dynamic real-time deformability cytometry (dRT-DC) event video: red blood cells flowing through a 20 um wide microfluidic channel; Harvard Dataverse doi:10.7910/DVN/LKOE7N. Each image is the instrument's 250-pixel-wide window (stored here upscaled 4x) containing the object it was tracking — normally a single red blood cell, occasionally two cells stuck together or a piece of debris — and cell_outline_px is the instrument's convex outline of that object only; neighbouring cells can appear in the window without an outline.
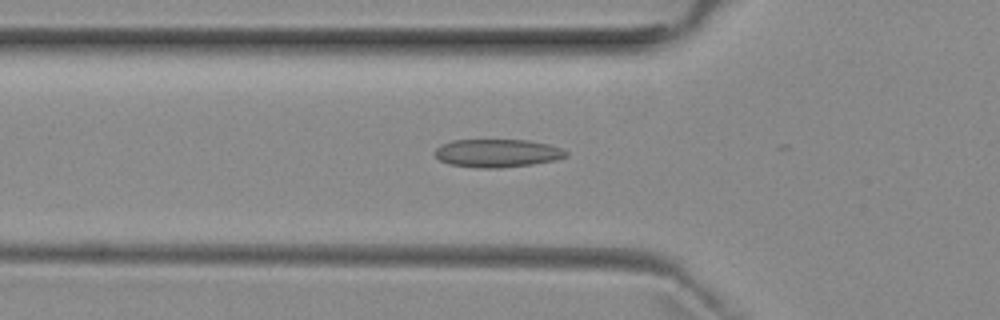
{"species": "common noctule bat (a hibernating species)", "species_latin": "Nyctalus noctula", "temperature_condition": "room temperature", "stored_images_in_passage": 42, "camera_frame_rate_fps": 3000, "um_per_image_px": 0.085, "animal": {"sex": "female", "body_mass_g": 29.2, "forearm_length_mm": 56.3}, "frame": {"image": 1, "passage_image": 8, "time_ms": 2.333, "image_size_px": [1000, 320], "cell_outline_px": [[568, 156], [556, 160], [532, 164], [500, 168], [480, 168], [448, 164], [440, 160], [432, 152], [440, 144], [452, 140], [524, 140], [548, 144], [560, 148], [568, 152]], "centroid_in_image_um": [42.23, 13.02], "position_along_channel_um": 83.6, "area_um2": 21.56}}
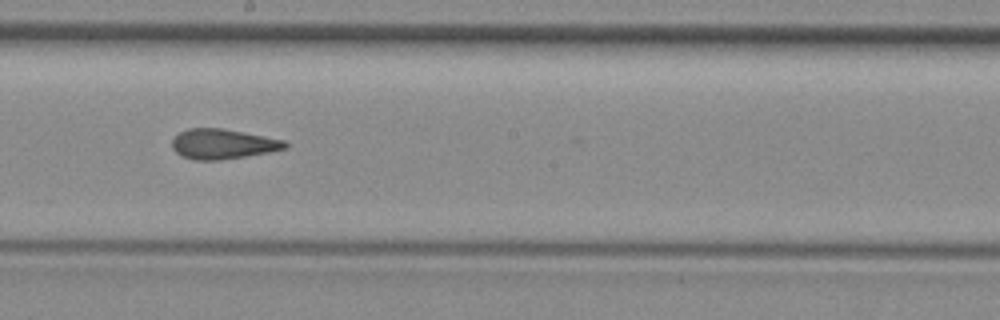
{"frame": {"image": 2, "passage_image": 19, "time_ms": 6.0, "image_size_px": [1000, 320], "cell_outline_px": [[288, 148], [268, 152], [220, 160], [192, 160], [180, 156], [172, 148], [172, 140], [180, 132], [188, 128], [224, 128], [284, 140], [288, 144]], "centroid_in_image_um": [18.91, 12.24], "position_along_channel_um": 229.3, "area_um2": 19.77}}
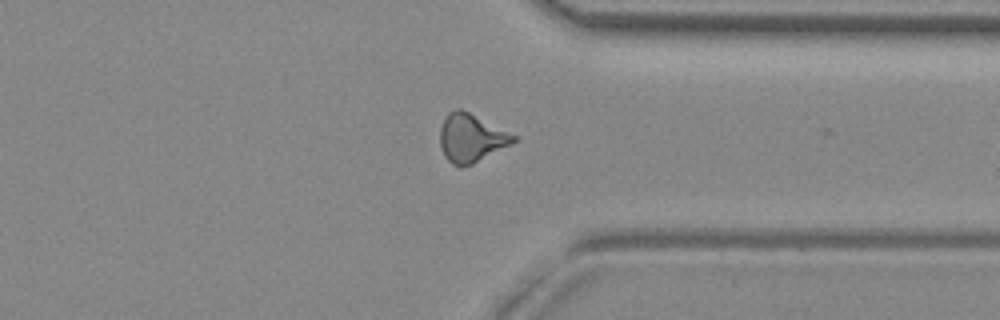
{"frame": {"image": 3, "passage_image": 30, "time_ms": 9.667, "image_size_px": [1000, 320], "cell_outline_px": [[516, 140], [512, 144], [472, 164], [460, 168], [452, 164], [444, 156], [440, 148], [440, 128], [448, 112], [456, 108], [460, 108], [516, 136]], "centroid_in_image_um": [40.01, 11.75], "position_along_channel_um": 371.4, "area_um2": 20.46}, "authors_computed_cell_mechanics": {"area_um2": 19.8254, "velocity_mm_per_s": 3.963, "shape_relaxation_time_tau1_ms": null, "shape_relaxation_time_tau2_ms": 2.2323, "deformation_change_tau1": null, "deformation_change_tau2": 0.1073}}